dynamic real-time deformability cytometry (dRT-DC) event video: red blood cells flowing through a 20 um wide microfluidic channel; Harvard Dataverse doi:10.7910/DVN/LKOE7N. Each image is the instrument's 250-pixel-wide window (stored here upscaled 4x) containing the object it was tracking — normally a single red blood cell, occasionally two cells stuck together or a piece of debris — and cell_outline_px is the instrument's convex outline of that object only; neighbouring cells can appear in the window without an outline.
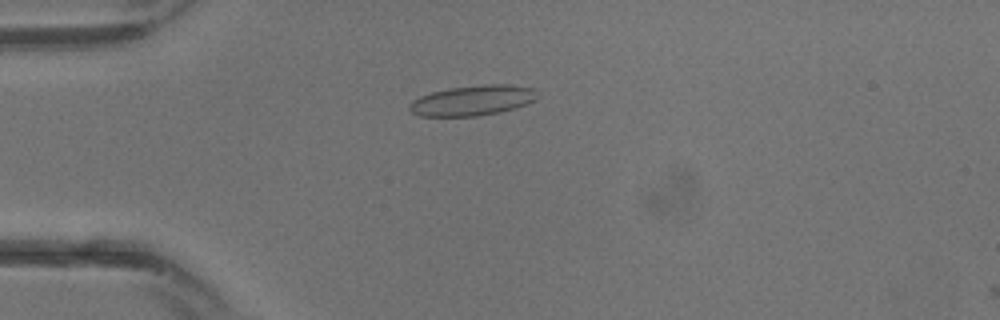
{"species": "common noctule bat (a hibernating species)", "species_latin": "Nyctalus noctula", "temperature_condition": "warm", "stored_images_in_passage": 7, "camera_frame_rate_fps": 3000, "um_per_image_px": 0.085, "animal": {"sex": "male", "body_mass_g": 13.3}, "frame": {"image": 1, "passage_image": 6, "time_ms": 1.667, "image_size_px": [1000, 320], "cell_outline_px": [[536, 100], [528, 104], [516, 108], [500, 112], [476, 116], [420, 116], [412, 112], [408, 108], [408, 104], [412, 100], [420, 96], [432, 92], [448, 88], [484, 84], [512, 84], [536, 88]], "centroid_in_image_um": [40.19, 8.53], "position_along_channel_um": 44.8, "area_um2": 22.83}}